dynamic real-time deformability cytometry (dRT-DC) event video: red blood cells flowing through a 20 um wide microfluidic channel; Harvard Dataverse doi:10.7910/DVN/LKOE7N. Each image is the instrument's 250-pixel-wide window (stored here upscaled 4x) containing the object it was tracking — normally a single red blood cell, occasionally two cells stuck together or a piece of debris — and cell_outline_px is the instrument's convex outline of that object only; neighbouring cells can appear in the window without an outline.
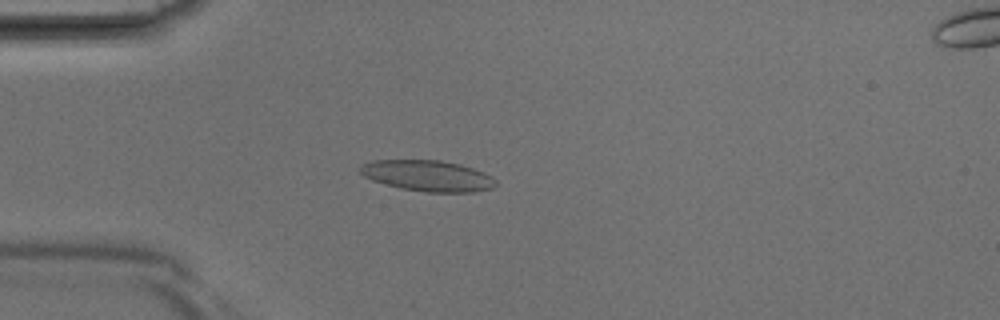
{"species": "Egyptian fruit bat (a non-hibernating species)", "species_latin": "Rousettus aegyptiacus", "temperature_condition": "room temperature", "stored_images_in_passage": 40, "camera_frame_rate_fps": 3000, "um_per_image_px": 0.085, "animal": {"sex": "male"}, "frame": {"image": 1, "passage_image": 10, "time_ms": 3.0, "image_size_px": [1000, 320], "cell_outline_px": [[496, 184], [492, 188], [476, 192], [428, 192], [400, 188], [372, 180], [364, 176], [360, 172], [360, 168], [364, 164], [372, 160], [440, 160], [460, 164], [484, 172], [492, 176], [496, 180]], "centroid_in_image_um": [36.39, 14.94], "position_along_channel_um": 48.6, "area_um2": 24.39}}
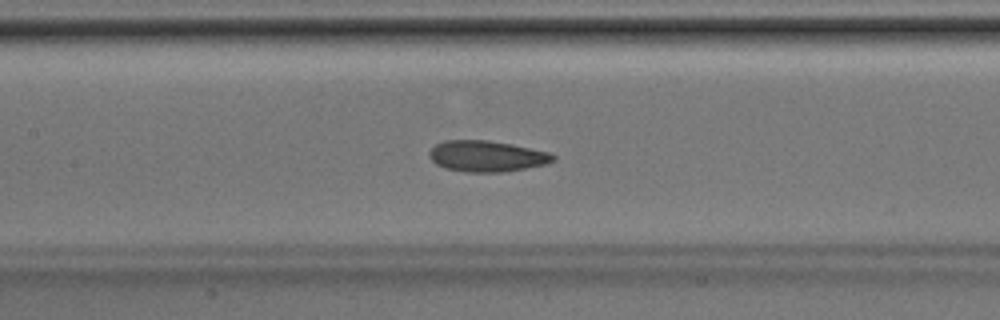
{"frame": {"image": 2, "passage_image": 18, "time_ms": 5.667, "image_size_px": [1000, 320], "cell_outline_px": [[556, 160], [548, 164], [504, 172], [468, 172], [448, 168], [436, 164], [428, 156], [428, 152], [436, 144], [444, 140], [488, 140], [512, 144], [548, 152], [556, 156]], "centroid_in_image_um": [41.39, 13.27], "position_along_channel_um": 166.0, "area_um2": 22.43}}
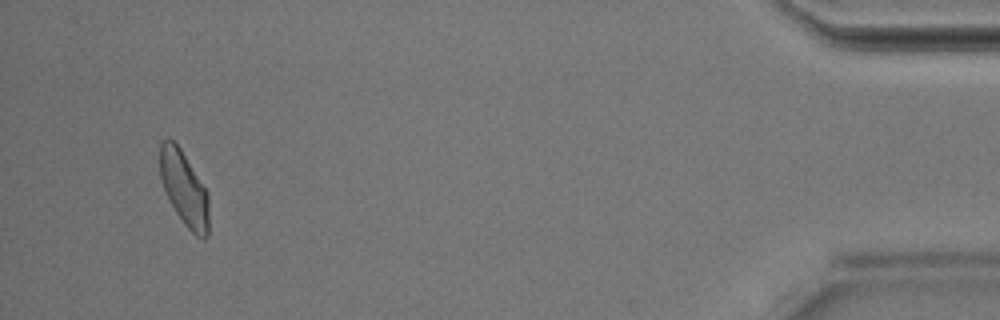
{"frame": {"image": 3, "passage_image": 38, "time_ms": 12.333, "image_size_px": [1000, 320], "cell_outline_px": [[208, 236], [204, 240], [196, 236], [184, 224], [176, 212], [164, 188], [160, 176], [160, 140], [172, 140], [180, 148], [208, 192]], "centroid_in_image_um": [15.66, 16.04], "position_along_channel_um": 419.5, "area_um2": 20.92}}